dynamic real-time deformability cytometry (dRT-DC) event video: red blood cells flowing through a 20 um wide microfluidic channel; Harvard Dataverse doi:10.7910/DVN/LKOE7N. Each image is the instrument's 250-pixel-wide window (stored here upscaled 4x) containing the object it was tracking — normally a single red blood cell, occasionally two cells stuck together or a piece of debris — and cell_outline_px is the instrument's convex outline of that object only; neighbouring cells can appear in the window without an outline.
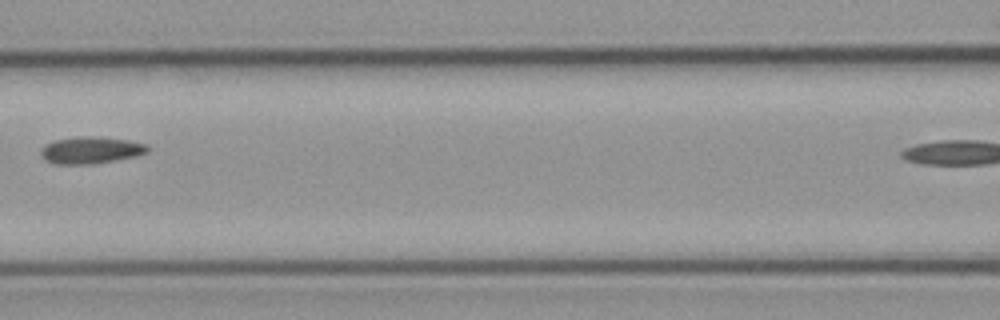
{"species": "common noctule bat (a hibernating species)", "species_latin": "Nyctalus noctula", "temperature_condition": "cold", "stored_images_in_passage": 6, "segment_of_instrument_passage": [1, 2], "camera_frame_rate_fps": 3000, "um_per_image_px": 0.085, "animal": {"sex": "male", "body_mass_g": 23.1, "forearm_length_mm": 52.7}, "frame": {"image": 1, "passage_image": 4, "time_ms": 3.667, "image_size_px": [1000, 320], "cell_outline_px": [[148, 152], [136, 156], [92, 164], [56, 164], [44, 160], [40, 156], [40, 148], [44, 144], [56, 140], [84, 136], [92, 136], [128, 140], [148, 144]], "centroid_in_image_um": [7.68, 12.77], "position_along_channel_um": 158.9, "area_um2": 16.76}}
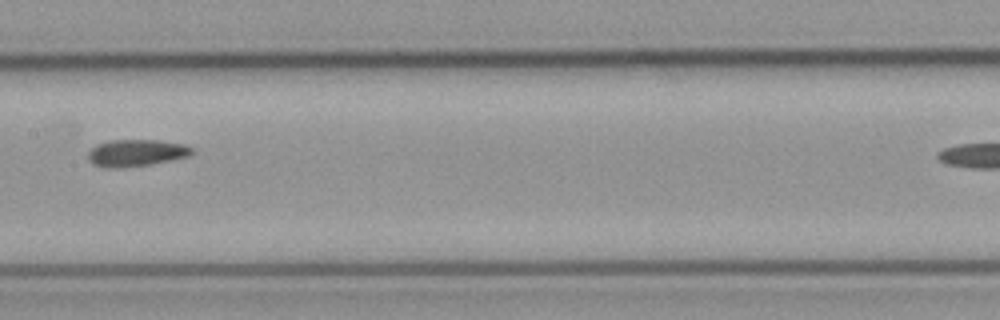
{"frame": {"image": 2, "passage_image": 5, "time_ms": 4.667, "image_size_px": [1000, 320], "cell_outline_px": [[192, 152], [188, 156], [148, 164], [120, 168], [104, 168], [92, 164], [88, 160], [88, 152], [96, 144], [108, 140], [160, 140], [184, 144], [192, 148]], "centroid_in_image_um": [11.5, 12.99], "position_along_channel_um": 195.9, "area_um2": 16.24}}